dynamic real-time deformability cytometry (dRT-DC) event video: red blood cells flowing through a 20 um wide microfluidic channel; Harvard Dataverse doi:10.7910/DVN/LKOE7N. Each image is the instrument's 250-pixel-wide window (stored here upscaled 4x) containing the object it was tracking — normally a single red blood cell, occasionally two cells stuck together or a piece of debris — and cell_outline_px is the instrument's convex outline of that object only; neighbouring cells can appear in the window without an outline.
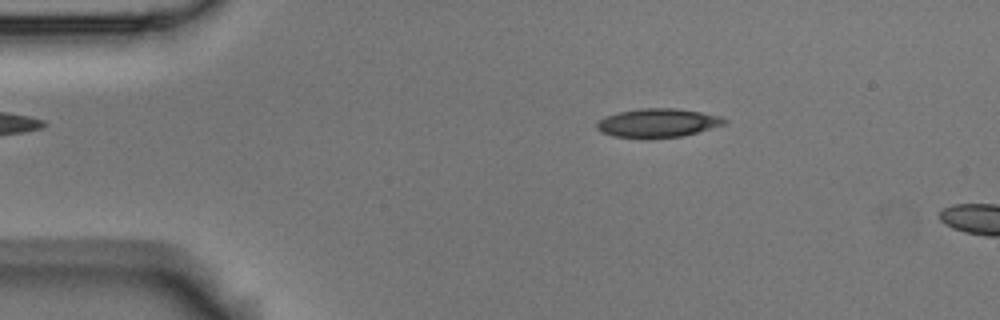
{"species": "Egyptian fruit bat (a non-hibernating species)", "species_latin": "Rousettus aegyptiacus", "temperature_condition": "room temperature", "stored_images_in_passage": 3, "camera_frame_rate_fps": 3000, "um_per_image_px": 0.085, "animal": {"sex": "male"}, "frame": {"image": 1, "passage_image": 1, "time_ms": 0.0, "image_size_px": [1000, 320], "cell_outline_px": [[728, 120], [724, 124], [684, 136], [648, 140], [612, 136], [600, 132], [596, 128], [596, 124], [604, 116], [620, 112], [640, 108], [676, 108], [700, 112], [720, 116]], "centroid_in_image_um": [55.86, 10.48], "position_along_channel_um": 29.1, "area_um2": 21.79}}